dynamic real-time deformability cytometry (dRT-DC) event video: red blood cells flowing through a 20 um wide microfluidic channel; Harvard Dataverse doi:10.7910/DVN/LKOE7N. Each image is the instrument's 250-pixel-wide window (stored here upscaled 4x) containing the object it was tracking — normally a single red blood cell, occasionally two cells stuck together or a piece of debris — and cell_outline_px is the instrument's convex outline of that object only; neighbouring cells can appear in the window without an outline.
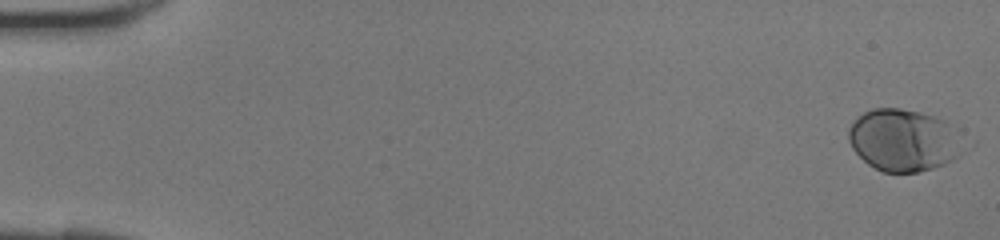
{"species": "human", "species_latin": "Homo sapiens", "temperature_condition": "room temperature", "stored_images_in_passage": 43, "camera_frame_rate_fps": 3000, "um_per_image_px": 0.085, "donor": {"sex": "female"}, "frame": {"image": 1, "passage_image": 1, "time_ms": 0.0, "image_size_px": [1000, 240], "cell_outline_px": [[960, 156], [944, 164], [932, 168], [916, 172], [884, 172], [868, 164], [852, 148], [848, 140], [848, 128], [864, 112], [872, 108], [900, 108], [920, 112], [944, 120]], "centroid_in_image_um": [76.64, 11.92], "position_along_channel_um": 8.4, "area_um2": 39.88}}
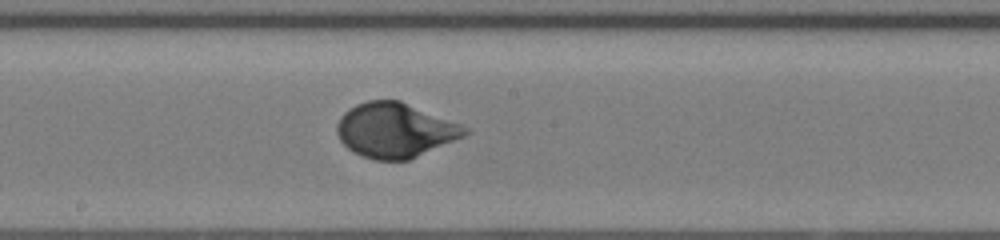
{"frame": {"image": 2, "passage_image": 24, "time_ms": 7.667, "image_size_px": [1000, 240], "cell_outline_px": [[472, 132], [464, 136], [408, 160], [376, 160], [360, 156], [352, 152], [340, 140], [336, 132], [336, 124], [340, 116], [348, 108], [356, 104], [368, 100], [400, 100], [460, 124], [468, 128]], "centroid_in_image_um": [33.54, 11.06], "position_along_channel_um": 214.7, "area_um2": 40.75}}
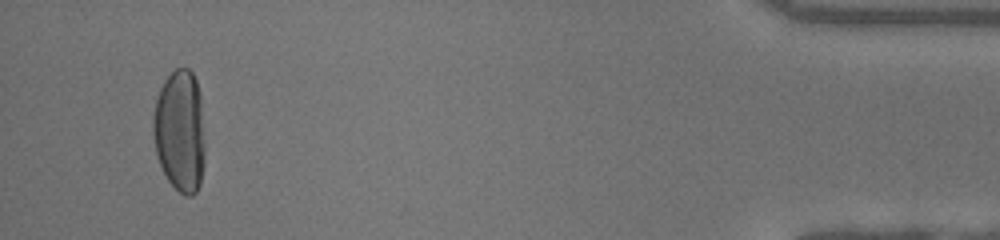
{"frame": {"image": 3, "passage_image": 41, "time_ms": 13.333, "image_size_px": [1000, 240], "cell_outline_px": [[204, 164], [200, 184], [196, 192], [192, 196], [184, 196], [168, 180], [160, 164], [156, 152], [152, 132], [152, 116], [156, 100], [160, 88], [164, 80], [176, 68], [188, 68], [192, 72], [196, 80], [200, 92], [204, 148]], "centroid_in_image_um": [15.28, 11.13], "position_along_channel_um": 419.9, "area_um2": 36.99}}